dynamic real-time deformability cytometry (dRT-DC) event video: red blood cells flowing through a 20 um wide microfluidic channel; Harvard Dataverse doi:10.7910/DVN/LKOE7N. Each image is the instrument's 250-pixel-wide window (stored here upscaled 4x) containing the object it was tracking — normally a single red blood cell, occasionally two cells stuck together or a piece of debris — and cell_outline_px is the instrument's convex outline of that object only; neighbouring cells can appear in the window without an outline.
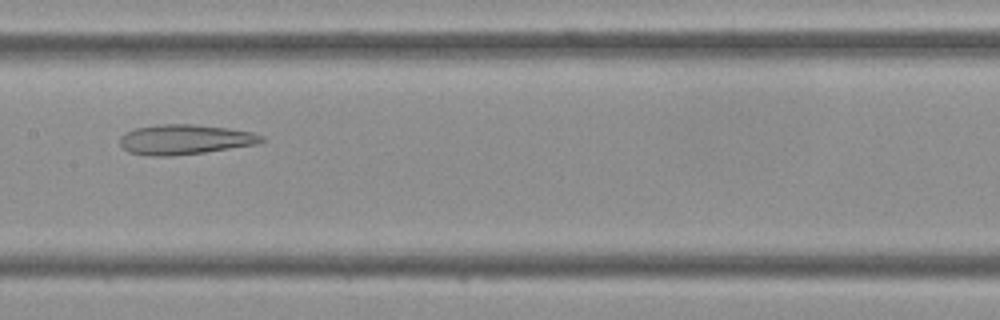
{"species": "Egyptian fruit bat (a non-hibernating species)", "species_latin": "Rousettus aegyptiacus", "temperature_condition": "cold", "stored_images_in_passage": 44, "camera_frame_rate_fps": 3000, "um_per_image_px": 0.085, "frame": {"image": 1, "passage_image": 22, "time_ms": 7.0, "image_size_px": [1000, 320], "cell_outline_px": [[264, 140], [260, 144], [204, 152], [172, 156], [152, 156], [128, 152], [120, 144], [120, 136], [124, 132], [136, 128], [156, 124], [196, 124], [228, 128], [252, 132], [264, 136]], "centroid_in_image_um": [15.72, 11.85], "position_along_channel_um": 191.7, "area_um2": 24.91}}
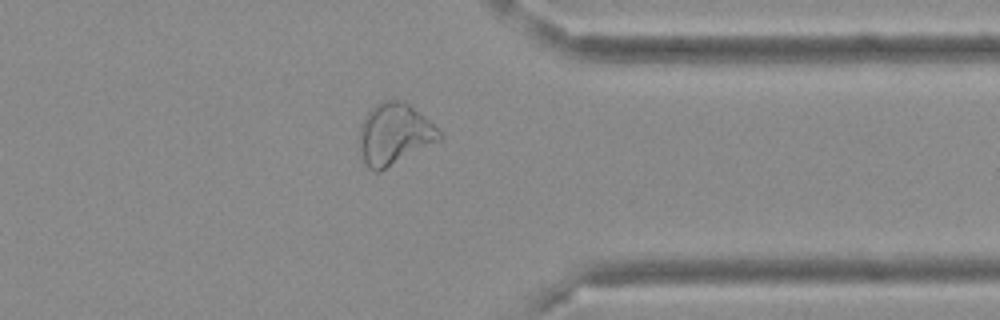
{"frame": {"image": 2, "passage_image": 35, "time_ms": 11.333, "image_size_px": [1000, 320], "cell_outline_px": [[444, 136], [440, 140], [380, 172], [376, 172], [368, 168], [364, 164], [360, 156], [356, 140], [360, 124], [364, 116], [380, 100], [404, 100], [428, 120]], "centroid_in_image_um": [33.44, 11.42], "position_along_channel_um": 378.0, "area_um2": 29.13}}
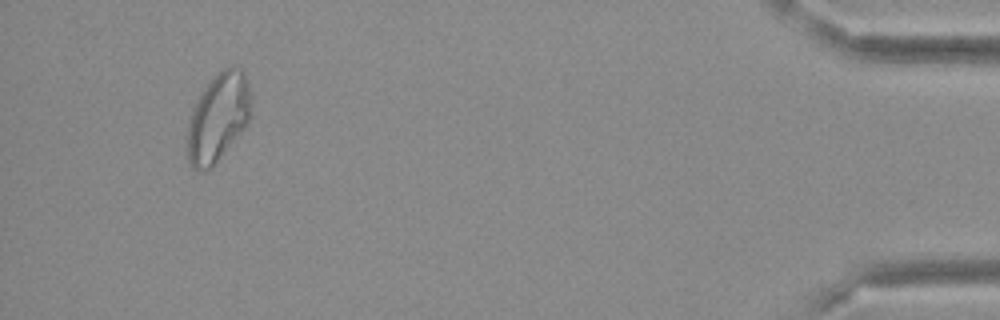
{"frame": {"image": 3, "passage_image": 42, "time_ms": 13.667, "image_size_px": [1000, 320], "cell_outline_px": [[252, 112], [248, 124], [216, 160], [208, 168], [200, 172], [196, 172], [192, 168], [188, 160], [188, 124], [192, 108], [200, 92], [212, 76], [216, 72], [232, 64], [236, 64], [244, 68], [248, 84], [252, 108]], "centroid_in_image_um": [18.56, 9.88], "position_along_channel_um": 416.6, "area_um2": 33.12}}